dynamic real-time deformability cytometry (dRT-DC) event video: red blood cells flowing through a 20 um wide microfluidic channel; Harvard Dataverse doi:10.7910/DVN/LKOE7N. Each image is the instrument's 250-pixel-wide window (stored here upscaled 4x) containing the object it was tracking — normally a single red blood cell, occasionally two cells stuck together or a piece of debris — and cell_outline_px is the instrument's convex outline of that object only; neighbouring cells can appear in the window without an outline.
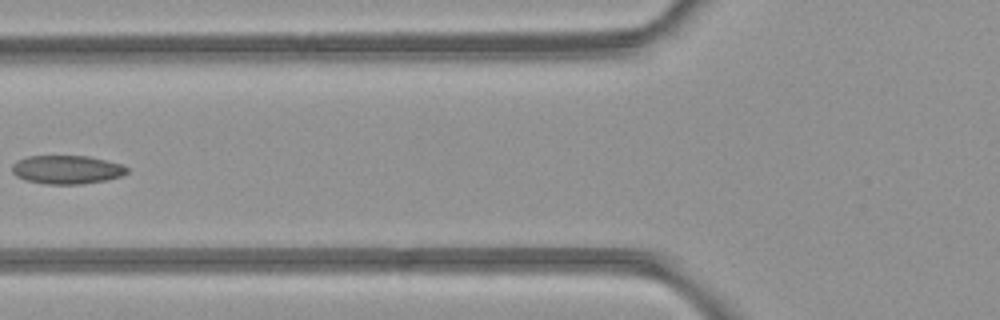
{"species": "common noctule bat (a hibernating species)", "species_latin": "Nyctalus noctula", "temperature_condition": "room temperature", "stored_images_in_passage": 4, "camera_frame_rate_fps": 3000, "um_per_image_px": 0.085, "animal": {"sex": "female", "body_mass_g": 21.9}, "frame": {"image": 1, "passage_image": 4, "time_ms": 3.333, "image_size_px": [1000, 320], "cell_outline_px": [[128, 172], [120, 176], [108, 180], [80, 184], [44, 184], [24, 180], [16, 176], [12, 172], [12, 164], [16, 160], [28, 156], [88, 156], [124, 164], [128, 168]], "centroid_in_image_um": [5.68, 14.42], "position_along_channel_um": 120.1, "area_um2": 19.36}}